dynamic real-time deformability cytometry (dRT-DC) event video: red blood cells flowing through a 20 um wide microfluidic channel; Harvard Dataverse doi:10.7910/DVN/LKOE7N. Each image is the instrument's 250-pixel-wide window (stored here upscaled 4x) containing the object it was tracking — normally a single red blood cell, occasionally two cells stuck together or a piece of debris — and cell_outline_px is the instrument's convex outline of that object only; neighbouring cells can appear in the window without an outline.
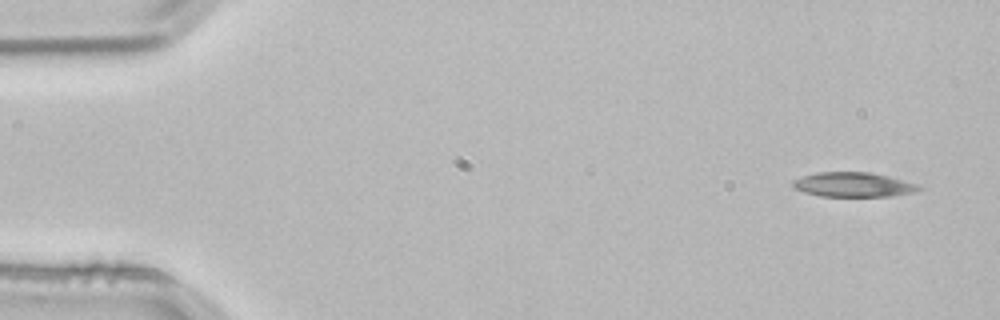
{"species": "common noctule bat (a hibernating species)", "species_latin": "Nyctalus noctula", "temperature_condition": "room temperature", "stored_images_in_passage": 3, "camera_frame_rate_fps": 3000, "um_per_image_px": 0.085, "animal": {"sex": "male", "body_mass_g": 21.5, "forearm_length_mm": 52.0}, "frame": {"image": 1, "passage_image": 3, "time_ms": 0.667, "image_size_px": [1000, 320], "cell_outline_px": [[924, 188], [916, 192], [888, 196], [820, 196], [804, 192], [796, 188], [792, 184], [792, 180], [816, 172], [868, 172], [888, 176], [904, 180], [916, 184]], "centroid_in_image_um": [72.55, 15.69], "position_along_channel_um": 12.5, "area_um2": 17.92}}